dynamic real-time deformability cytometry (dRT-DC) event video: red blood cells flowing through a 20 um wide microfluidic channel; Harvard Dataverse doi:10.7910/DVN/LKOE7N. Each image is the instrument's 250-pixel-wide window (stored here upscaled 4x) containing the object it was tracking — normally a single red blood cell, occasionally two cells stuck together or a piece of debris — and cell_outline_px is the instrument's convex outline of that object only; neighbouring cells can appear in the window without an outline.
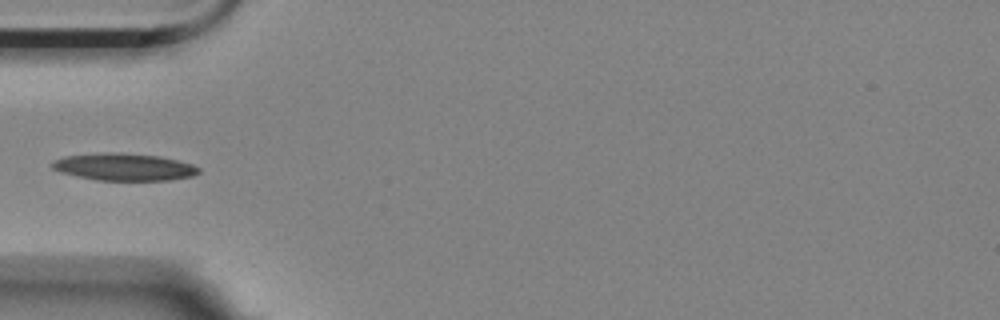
{"species": "Egyptian fruit bat (a non-hibernating species)", "species_latin": "Rousettus aegyptiacus", "temperature_condition": "room temperature", "stored_images_in_passage": 2, "camera_frame_rate_fps": 3000, "um_per_image_px": 0.085, "animal": {"sex": "female"}, "frame": {"image": 1, "passage_image": 2, "time_ms": 0.333, "image_size_px": [1000, 320], "cell_outline_px": [[200, 172], [192, 176], [172, 180], [96, 180], [60, 172], [52, 168], [52, 160], [64, 156], [108, 152], [120, 152], [160, 156], [192, 164], [200, 168]], "centroid_in_image_um": [10.55, 14.18], "position_along_channel_um": 74.5, "area_um2": 23.29}}